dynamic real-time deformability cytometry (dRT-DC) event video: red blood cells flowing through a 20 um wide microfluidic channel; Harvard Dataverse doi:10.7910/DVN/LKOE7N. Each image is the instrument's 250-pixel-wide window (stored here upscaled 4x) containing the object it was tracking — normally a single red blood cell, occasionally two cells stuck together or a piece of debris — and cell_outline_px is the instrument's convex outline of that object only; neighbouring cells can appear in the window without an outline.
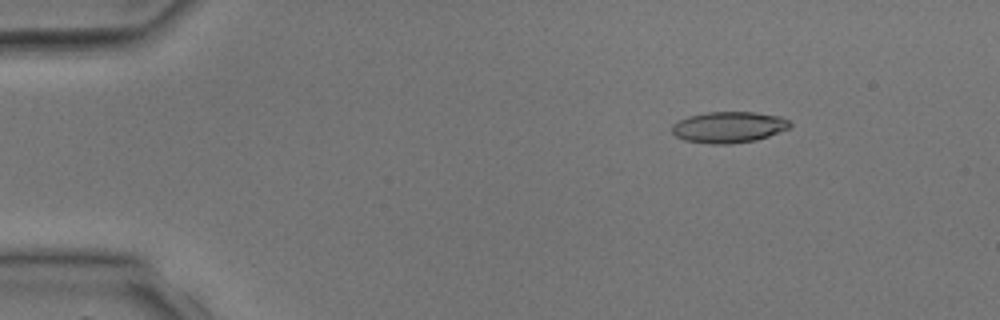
{"species": "common noctule bat (a hibernating species)", "species_latin": "Nyctalus noctula", "temperature_condition": "room temperature", "stored_images_in_passage": 4, "camera_frame_rate_fps": 3000, "um_per_image_px": 0.085, "animal": {"sex": "male", "body_mass_g": 17.9, "forearm_length_mm": 54.2}, "frame": {"image": 1, "passage_image": 2, "time_ms": 1.0, "image_size_px": [1000, 320], "cell_outline_px": [[792, 124], [788, 128], [768, 136], [756, 140], [732, 144], [708, 144], [684, 140], [676, 136], [672, 132], [672, 124], [688, 116], [708, 112], [756, 112], [780, 116], [788, 120]], "centroid_in_image_um": [61.93, 10.81], "position_along_channel_um": 23.1, "area_um2": 21.44}}